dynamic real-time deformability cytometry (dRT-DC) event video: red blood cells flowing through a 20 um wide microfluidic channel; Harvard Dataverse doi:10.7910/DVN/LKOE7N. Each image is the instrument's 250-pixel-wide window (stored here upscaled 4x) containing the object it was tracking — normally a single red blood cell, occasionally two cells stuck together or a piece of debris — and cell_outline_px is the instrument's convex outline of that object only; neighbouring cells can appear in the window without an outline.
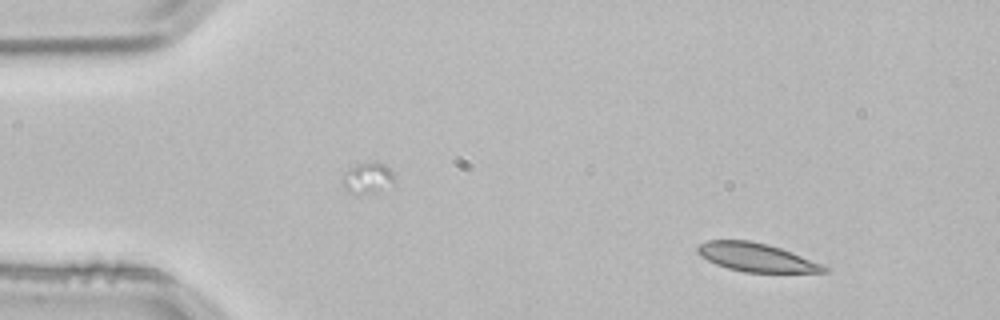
{"species": "common noctule bat (a hibernating species)", "species_latin": "Nyctalus noctula", "temperature_condition": "room temperature", "stored_images_in_passage": 2, "camera_frame_rate_fps": 3000, "um_per_image_px": 0.085, "animal": {"sex": "male", "body_mass_g": 21.5, "forearm_length_mm": 52.0}, "frame": {"image": 1, "passage_image": 1, "time_ms": 0.0, "image_size_px": [1000, 320], "cell_outline_px": [[828, 272], [744, 272], [728, 268], [716, 264], [700, 256], [696, 252], [696, 248], [700, 244], [708, 240], [748, 240], [768, 244], [792, 252], [824, 264], [828, 268]], "centroid_in_image_um": [64.29, 21.87], "position_along_channel_um": 20.7, "area_um2": 20.98}}
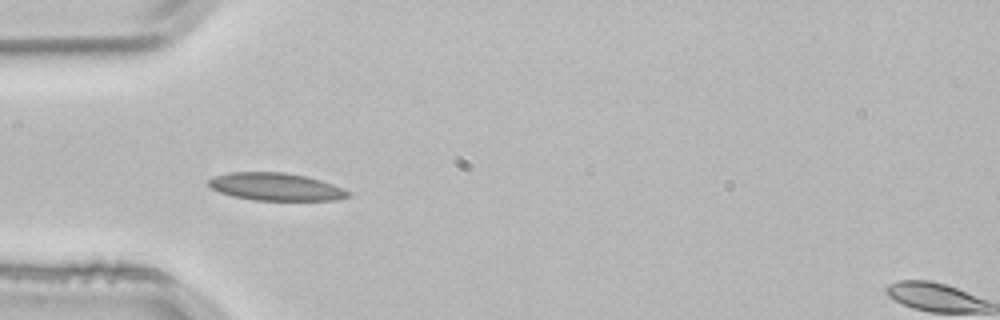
{"frame": {"image": 2, "passage_image": 2, "time_ms": 0.333, "image_size_px": [1000, 320], "cell_outline_px": [[352, 192], [348, 196], [332, 200], [256, 200], [232, 196], [220, 192], [212, 188], [208, 184], [208, 180], [212, 176], [228, 172], [284, 172], [304, 176], [320, 180], [332, 184]], "centroid_in_image_um": [23.4, 15.86], "position_along_channel_um": 61.6, "area_um2": 22.31}}